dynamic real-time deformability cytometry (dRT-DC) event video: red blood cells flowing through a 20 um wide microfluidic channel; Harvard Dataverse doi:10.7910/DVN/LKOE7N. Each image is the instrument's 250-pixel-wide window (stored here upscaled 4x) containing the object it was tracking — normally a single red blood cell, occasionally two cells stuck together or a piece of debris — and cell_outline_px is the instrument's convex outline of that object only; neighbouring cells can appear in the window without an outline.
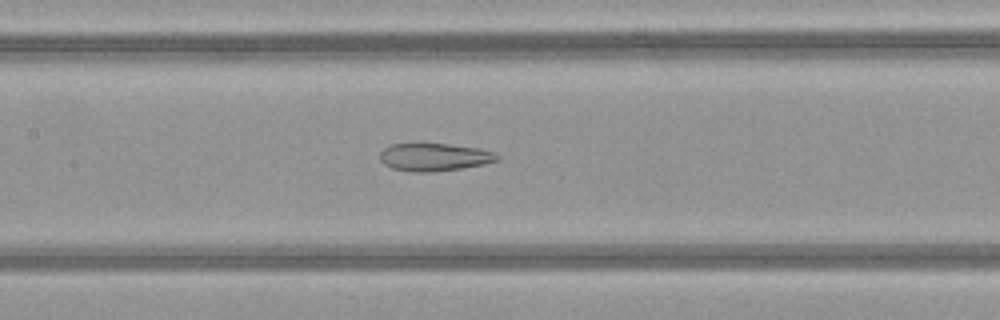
{"species": "common noctule bat (a hibernating species)", "species_latin": "Nyctalus noctula", "temperature_condition": "warm", "stored_images_in_passage": 43, "camera_frame_rate_fps": 3000, "um_per_image_px": 0.085, "animal": {"sex": "female", "body_mass_g": 21.9}, "frame": {"image": 1, "passage_image": 17, "time_ms": 5.333, "image_size_px": [1000, 320], "cell_outline_px": [[500, 160], [484, 164], [436, 172], [408, 172], [392, 168], [384, 164], [380, 160], [380, 152], [388, 144], [448, 144], [476, 148], [496, 152], [500, 156]], "centroid_in_image_um": [36.91, 13.36], "position_along_channel_um": 170.5, "area_um2": 19.07}}
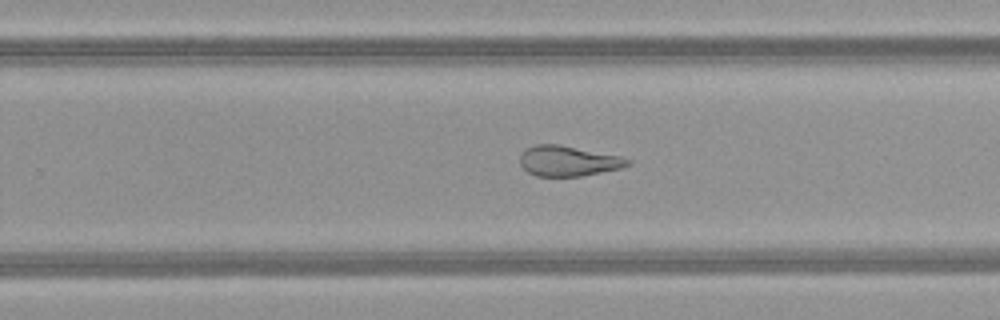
{"frame": {"image": 2, "passage_image": 25, "time_ms": 8.0, "image_size_px": [1000, 320], "cell_outline_px": [[632, 164], [620, 168], [580, 176], [536, 176], [528, 172], [520, 164], [520, 156], [528, 148], [536, 144], [560, 144], [620, 156], [632, 160]], "centroid_in_image_um": [48.32, 13.68], "position_along_channel_um": 281.5, "area_um2": 18.9}}
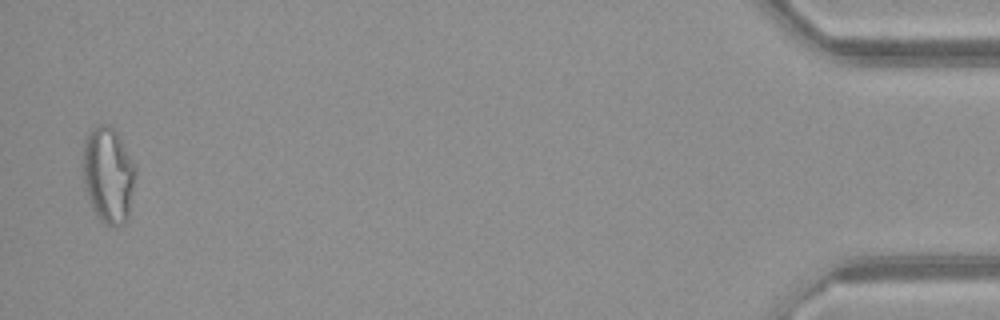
{"frame": {"image": 3, "passage_image": 42, "time_ms": 13.667, "image_size_px": [1000, 320], "cell_outline_px": [[136, 176], [128, 220], [124, 224], [116, 228], [112, 228], [100, 220], [96, 216], [92, 208], [84, 188], [84, 144], [88, 132], [92, 128], [100, 124], [108, 124], [116, 132], [136, 164]], "centroid_in_image_um": [9.23, 14.93], "position_along_channel_um": 426.0, "area_um2": 29.82}, "authors_computed_cell_mechanics": {"area_um2": 23.409, "velocity_mm_per_s": 4.1837, "shape_relaxation_time_tau1_ms": null, "shape_relaxation_time_tau2_ms": 2.2327, "deformation_change_tau1": null, "deformation_change_tau2": 0.1083}}